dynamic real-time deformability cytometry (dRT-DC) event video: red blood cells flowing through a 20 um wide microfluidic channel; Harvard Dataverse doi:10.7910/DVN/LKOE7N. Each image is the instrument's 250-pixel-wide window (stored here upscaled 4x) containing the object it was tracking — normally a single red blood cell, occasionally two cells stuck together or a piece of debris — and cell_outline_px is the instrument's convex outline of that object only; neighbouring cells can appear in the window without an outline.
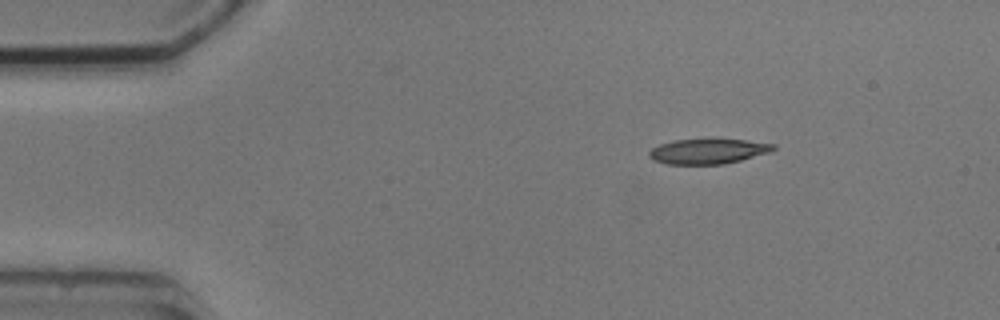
{"species": "common noctule bat (a hibernating species)", "species_latin": "Nyctalus noctula", "temperature_condition": "cold", "stored_images_in_passage": 2, "camera_frame_rate_fps": 3000, "um_per_image_px": 0.085, "animal": {"sex": "male", "body_mass_g": 20.5, "forearm_length_mm": 52.5}, "frame": {"image": 1, "passage_image": 1, "time_ms": 0.0, "image_size_px": [1000, 320], "cell_outline_px": [[776, 148], [772, 152], [724, 164], [668, 164], [652, 160], [648, 156], [648, 152], [652, 148], [660, 144], [672, 140], [748, 140], [776, 144]], "centroid_in_image_um": [60.19, 12.87], "position_along_channel_um": 24.8, "area_um2": 18.09}}